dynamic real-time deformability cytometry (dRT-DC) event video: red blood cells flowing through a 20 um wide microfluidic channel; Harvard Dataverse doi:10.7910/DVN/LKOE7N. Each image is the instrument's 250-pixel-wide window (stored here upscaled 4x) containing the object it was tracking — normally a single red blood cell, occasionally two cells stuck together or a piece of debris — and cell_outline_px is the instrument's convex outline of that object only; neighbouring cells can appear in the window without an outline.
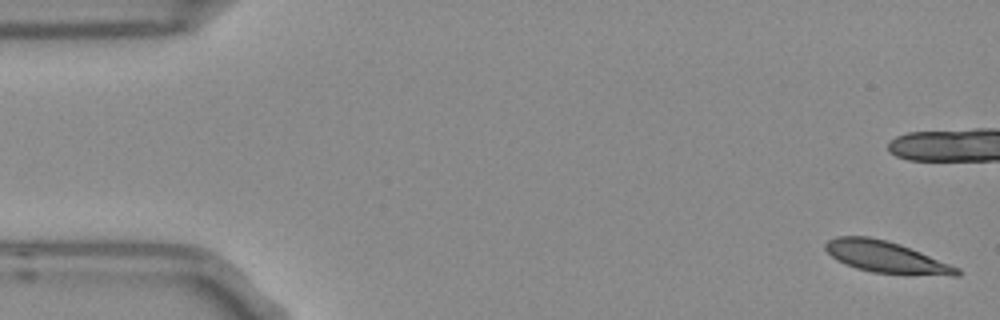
{"species": "Egyptian fruit bat (a non-hibernating species)", "species_latin": "Rousettus aegyptiacus", "temperature_condition": "room temperature", "stored_images_in_passage": 54, "camera_frame_rate_fps": 3000, "um_per_image_px": 0.085, "frame": {"image": 1, "passage_image": 1, "time_ms": 0.0, "image_size_px": [1000, 320], "cell_outline_px": [[960, 276], [952, 276], [872, 272], [856, 268], [844, 264], [832, 256], [824, 248], [824, 244], [828, 240], [836, 236], [868, 236], [888, 240], [900, 244], [960, 268]], "centroid_in_image_um": [75.3, 21.84], "position_along_channel_um": 9.7, "area_um2": 24.04}, "authors_computed_cell_mechanics": {"area_um2": 25.3453, "velocity_mm_per_s": 3.7393, "shape_relaxation_time_tau1_ms": 4.2595, "shape_relaxation_time_tau2_ms": 4.5295, "deformation_change_tau1": 0.1643, "deformation_change_tau2": 0.1362}}